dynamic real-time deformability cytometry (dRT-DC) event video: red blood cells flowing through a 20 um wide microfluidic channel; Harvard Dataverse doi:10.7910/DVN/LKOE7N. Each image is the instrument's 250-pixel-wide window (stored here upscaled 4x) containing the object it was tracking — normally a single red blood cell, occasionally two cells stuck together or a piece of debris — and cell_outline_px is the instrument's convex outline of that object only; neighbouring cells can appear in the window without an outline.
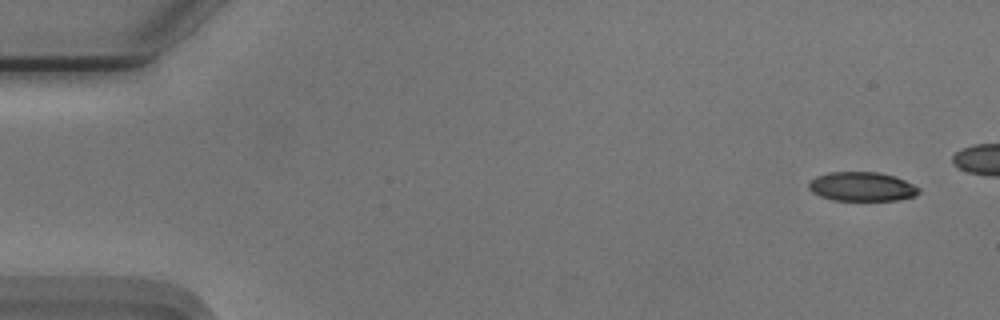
{"species": "Egyptian fruit bat (a non-hibernating species)", "species_latin": "Rousettus aegyptiacus", "temperature_condition": "cold", "stored_images_in_passage": 46, "camera_frame_rate_fps": 3000, "um_per_image_px": 0.085, "animal": {"sex": "male"}, "frame": {"image": 1, "passage_image": 1, "time_ms": 0.0, "image_size_px": [1000, 320], "cell_outline_px": [[920, 192], [916, 196], [896, 200], [832, 200], [820, 196], [812, 192], [808, 188], [808, 184], [816, 176], [828, 172], [880, 172], [896, 176], [920, 188]], "centroid_in_image_um": [73.27, 15.86], "position_along_channel_um": 11.7, "area_um2": 18.79}}
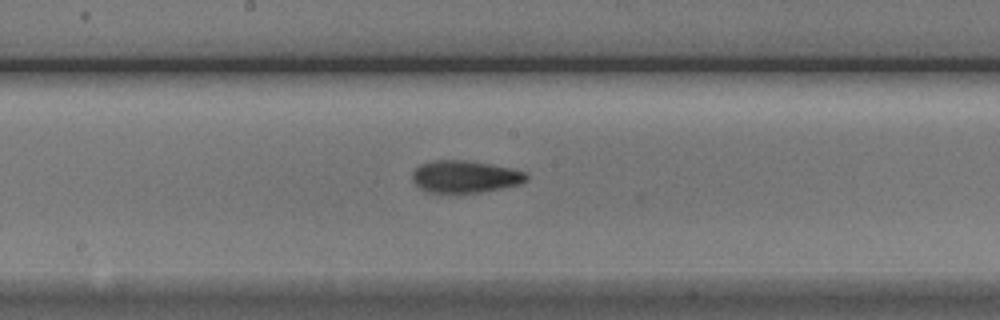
{"frame": {"image": 2, "passage_image": 27, "time_ms": 8.667, "image_size_px": [1000, 320], "cell_outline_px": [[528, 180], [520, 184], [504, 188], [480, 192], [428, 192], [420, 188], [412, 180], [412, 172], [420, 164], [432, 160], [464, 160], [512, 168], [524, 172], [528, 176]], "centroid_in_image_um": [39.52, 15.01], "position_along_channel_um": 208.7, "area_um2": 21.33}}
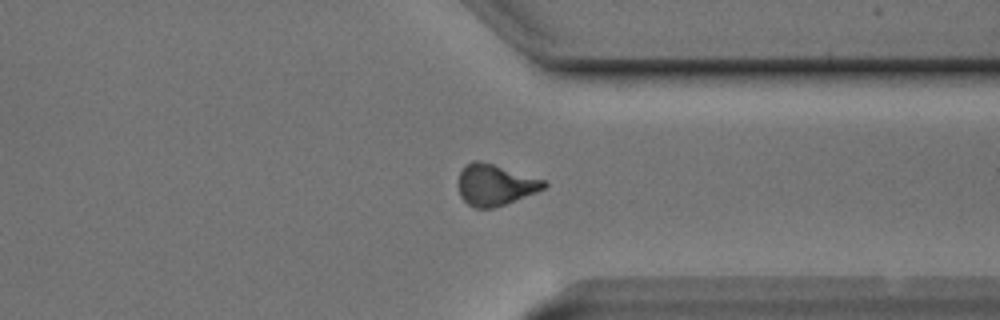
{"frame": {"image": 3, "passage_image": 40, "time_ms": 13.0, "image_size_px": [1000, 320], "cell_outline_px": [[548, 184], [544, 188], [536, 192], [504, 204], [492, 208], [476, 208], [468, 204], [460, 196], [456, 184], [460, 172], [472, 160], [480, 160], [544, 180]], "centroid_in_image_um": [42.03, 15.71], "position_along_channel_um": 369.4, "area_um2": 20.35}, "authors_computed_cell_mechanics": {"area_um2": 20.8369, "velocity_mm_per_s": 3.7378, "shape_relaxation_time_tau1_ms": 6.1505, "shape_relaxation_time_tau2_ms": 4.4492, "deformation_change_tau1": 0.1644, "deformation_change_tau2": 0.1199}}